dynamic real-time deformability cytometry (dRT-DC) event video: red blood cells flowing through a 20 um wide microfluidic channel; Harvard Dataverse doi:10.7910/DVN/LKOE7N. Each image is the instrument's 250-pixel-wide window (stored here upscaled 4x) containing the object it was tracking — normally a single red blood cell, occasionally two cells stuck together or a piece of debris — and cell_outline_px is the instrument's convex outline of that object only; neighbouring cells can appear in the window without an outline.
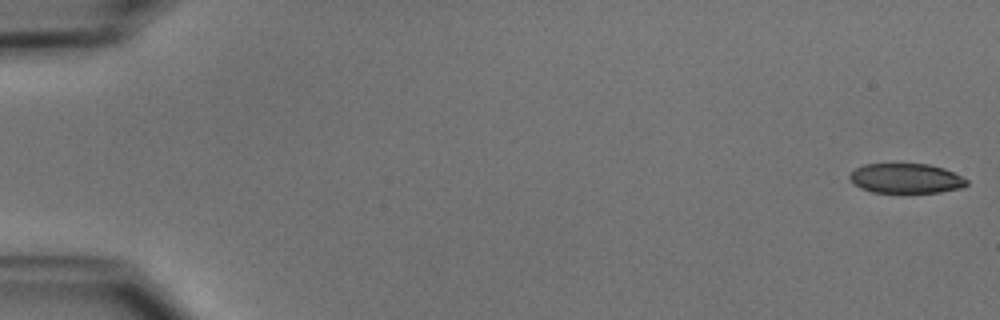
{"species": "common noctule bat (a hibernating species)", "species_latin": "Nyctalus noctula", "temperature_condition": "cold", "stored_images_in_passage": 51, "camera_frame_rate_fps": 3000, "um_per_image_px": 0.085, "animal": {"sex": "male", "body_mass_g": 15.6}, "frame": {"image": 1, "passage_image": 1, "time_ms": 0.0, "image_size_px": [1000, 320], "cell_outline_px": [[968, 184], [964, 188], [940, 192], [872, 192], [860, 188], [848, 176], [856, 168], [864, 164], [928, 164], [944, 168], [968, 180]], "centroid_in_image_um": [77.04, 15.16], "position_along_channel_um": 8.0, "area_um2": 20.17}}
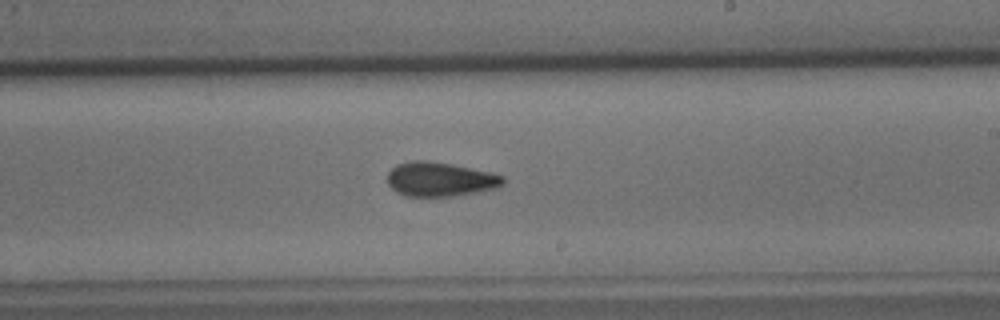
{"frame": {"image": 2, "passage_image": 31, "time_ms": 10.0, "image_size_px": [1000, 320], "cell_outline_px": [[504, 184], [500, 188], [452, 196], [404, 196], [396, 192], [388, 184], [388, 172], [396, 164], [412, 160], [424, 160], [452, 164], [488, 172], [504, 176]], "centroid_in_image_um": [37.4, 15.24], "position_along_channel_um": 251.6, "area_um2": 23.12}}
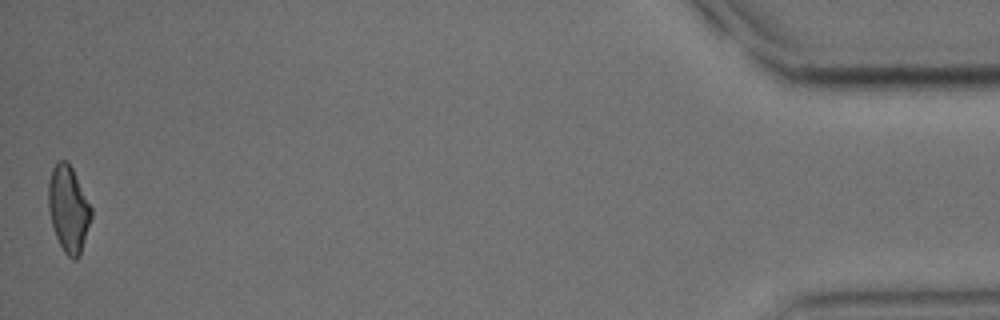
{"frame": {"image": 3, "passage_image": 51, "time_ms": 16.667, "image_size_px": [1000, 320], "cell_outline_px": [[92, 216], [80, 256], [76, 260], [72, 260], [64, 252], [56, 236], [52, 224], [48, 208], [48, 184], [52, 168], [60, 160], [68, 160], [92, 208]], "centroid_in_image_um": [5.82, 17.77], "position_along_channel_um": 429.4, "area_um2": 21.5}, "authors_computed_cell_mechanics": {"area_um2": 22.3108, "velocity_mm_per_s": 3.9519, "shape_relaxation_time_tau1_ms": 8.1769, "shape_relaxation_time_tau2_ms": 2.7247, "deformation_change_tau1": 0.1786, "deformation_change_tau2": 0.102}}